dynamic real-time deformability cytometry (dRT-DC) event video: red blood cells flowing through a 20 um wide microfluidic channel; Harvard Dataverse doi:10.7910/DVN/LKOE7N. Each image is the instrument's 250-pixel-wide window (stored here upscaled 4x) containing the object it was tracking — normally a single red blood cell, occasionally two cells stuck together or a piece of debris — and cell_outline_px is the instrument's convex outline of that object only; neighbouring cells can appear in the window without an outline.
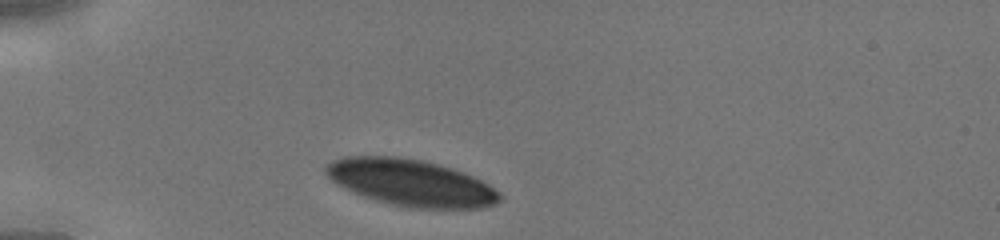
{"species": "human", "species_latin": "Homo sapiens", "temperature_condition": "cold", "stored_images_in_passage": 27, "camera_frame_rate_fps": 3000, "um_per_image_px": 0.085, "donor": {"sex": "male"}, "frame": {"image": 1, "passage_image": 1, "time_ms": 0.0, "image_size_px": [1000, 240], "cell_outline_px": [[500, 200], [496, 204], [484, 208], [408, 208], [376, 200], [364, 196], [344, 188], [336, 184], [324, 172], [324, 168], [332, 160], [344, 156], [396, 156], [420, 160], [452, 168], [464, 172], [488, 184], [500, 192]], "centroid_in_image_um": [34.92, 15.53], "position_along_channel_um": 50.1, "area_um2": 47.16}}
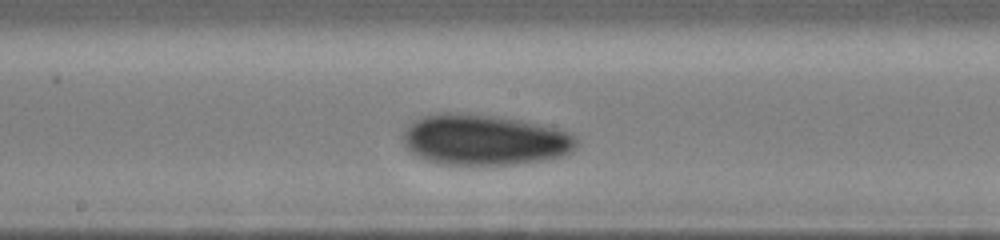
{"frame": {"image": 2, "passage_image": 13, "time_ms": 4.0, "image_size_px": [1000, 240], "cell_outline_px": [[580, 144], [572, 152], [560, 156], [544, 160], [516, 164], [436, 164], [424, 160], [412, 152], [404, 144], [404, 132], [416, 120], [424, 116], [444, 112], [448, 112], [496, 116], [544, 124], [568, 132], [576, 136]], "centroid_in_image_um": [41.24, 11.89], "position_along_channel_um": 207.0, "area_um2": 51.27}}
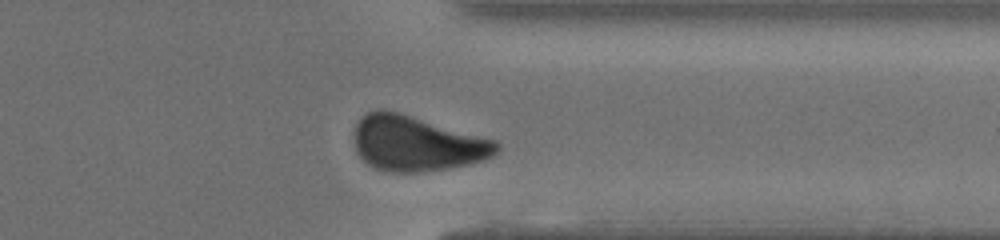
{"frame": {"image": 3, "passage_image": 24, "time_ms": 7.667, "image_size_px": [1000, 240], "cell_outline_px": [[500, 148], [492, 156], [484, 160], [468, 164], [448, 168], [420, 172], [392, 172], [376, 168], [368, 164], [356, 152], [356, 124], [360, 116], [376, 108], [380, 108], [400, 112], [496, 140], [500, 144]], "centroid_in_image_um": [35.43, 12.18], "position_along_channel_um": 376.0, "area_um2": 45.84}}